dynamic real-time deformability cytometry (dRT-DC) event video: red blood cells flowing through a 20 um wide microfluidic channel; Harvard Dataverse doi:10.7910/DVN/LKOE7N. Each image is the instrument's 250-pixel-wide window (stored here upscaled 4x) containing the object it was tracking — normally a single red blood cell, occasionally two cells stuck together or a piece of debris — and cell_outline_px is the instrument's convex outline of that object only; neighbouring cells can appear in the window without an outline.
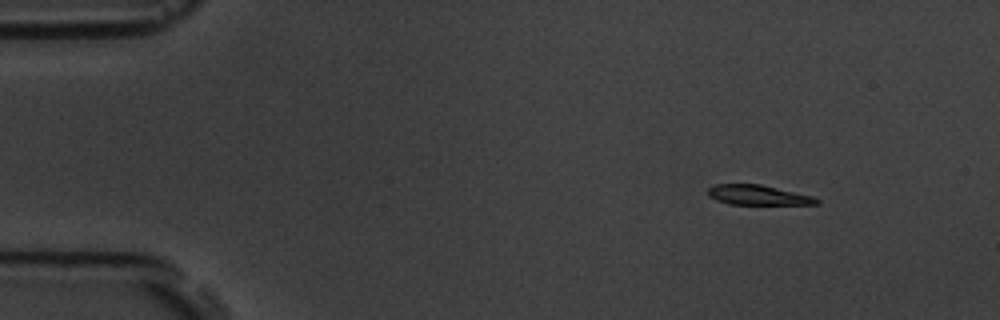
{"species": "common noctule bat (a hibernating species)", "species_latin": "Nyctalus noctula", "temperature_condition": "room temperature", "stored_images_in_passage": 5, "camera_frame_rate_fps": 3000, "um_per_image_px": 0.085, "animal": {"sex": "male", "body_mass_g": 19.5, "forearm_length_mm": 54.6}, "frame": {"image": 1, "passage_image": 1, "time_ms": 0.0, "image_size_px": [1000, 320], "cell_outline_px": [[820, 204], [728, 204], [716, 200], [708, 196], [708, 188], [712, 184], [760, 184], [812, 196], [820, 200]], "centroid_in_image_um": [64.38, 16.57], "position_along_channel_um": 20.6, "area_um2": 12.54}}
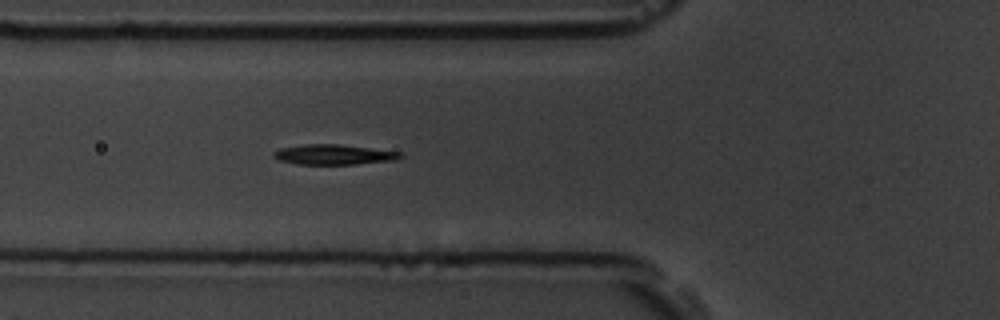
{"frame": {"image": 2, "passage_image": 5, "time_ms": 4.667, "image_size_px": [1000, 320], "cell_outline_px": [[404, 156], [396, 160], [356, 164], [296, 164], [280, 160], [272, 156], [272, 152], [280, 148], [304, 144], [340, 144], [404, 152]], "centroid_in_image_um": [28.41, 13.13], "position_along_channel_um": 97.4, "area_um2": 15.03}}